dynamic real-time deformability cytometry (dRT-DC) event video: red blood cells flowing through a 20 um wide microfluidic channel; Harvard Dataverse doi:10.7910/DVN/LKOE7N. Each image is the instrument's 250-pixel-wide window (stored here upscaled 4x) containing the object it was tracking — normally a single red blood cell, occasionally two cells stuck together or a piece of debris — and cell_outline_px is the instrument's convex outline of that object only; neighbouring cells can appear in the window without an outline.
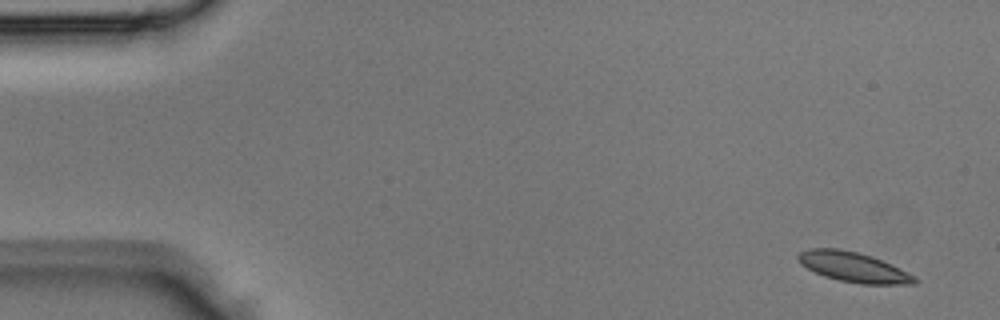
{"species": "Egyptian fruit bat (a non-hibernating species)", "species_latin": "Rousettus aegyptiacus", "temperature_condition": "room temperature", "stored_images_in_passage": 3, "segment_of_instrument_passage": [2, 2], "camera_frame_rate_fps": 3000, "um_per_image_px": 0.085, "animal": {"sex": "male"}, "frame": {"image": 1, "passage_image": 3, "time_ms": 0.667, "image_size_px": [1000, 320], "cell_outline_px": [[920, 280], [916, 284], [860, 284], [840, 280], [824, 276], [800, 264], [796, 256], [800, 252], [808, 248], [836, 248], [856, 252], [872, 256], [916, 276]], "centroid_in_image_um": [72.55, 22.7], "position_along_channel_um": 12.5, "area_um2": 20.23}}